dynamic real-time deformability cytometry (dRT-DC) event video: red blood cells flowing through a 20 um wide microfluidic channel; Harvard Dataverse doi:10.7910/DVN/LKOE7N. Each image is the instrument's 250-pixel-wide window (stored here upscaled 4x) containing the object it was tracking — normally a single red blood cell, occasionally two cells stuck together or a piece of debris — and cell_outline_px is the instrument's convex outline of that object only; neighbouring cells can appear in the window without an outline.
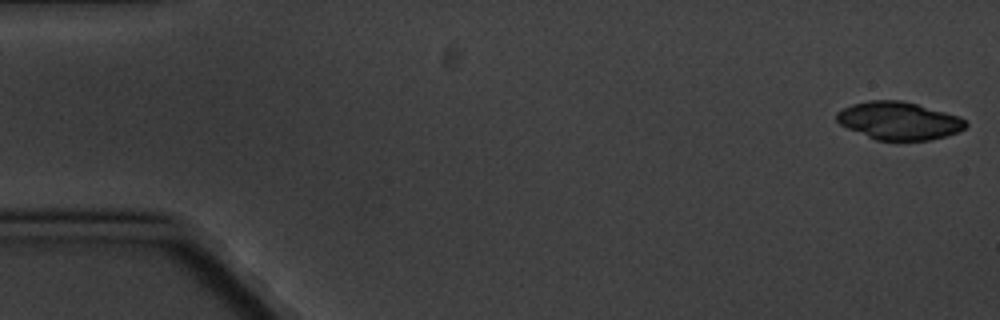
{"species": "common noctule bat (a hibernating species)", "species_latin": "Nyctalus noctula", "temperature_condition": "cold", "stored_images_in_passage": 7, "camera_frame_rate_fps": 3000, "um_per_image_px": 0.085, "animal": {"sex": "male", "body_mass_g": 20.1, "forearm_length_mm": 53.5}, "frame": {"image": 1, "passage_image": 1, "time_ms": 0.0, "image_size_px": [1000, 320], "cell_outline_px": [[968, 124], [964, 128], [956, 132], [944, 136], [928, 140], [876, 140], [848, 128], [840, 124], [836, 120], [836, 112], [852, 104], [868, 100], [900, 100], [916, 104], [960, 116]], "centroid_in_image_um": [76.38, 10.25], "position_along_channel_um": 8.6, "area_um2": 28.15}}